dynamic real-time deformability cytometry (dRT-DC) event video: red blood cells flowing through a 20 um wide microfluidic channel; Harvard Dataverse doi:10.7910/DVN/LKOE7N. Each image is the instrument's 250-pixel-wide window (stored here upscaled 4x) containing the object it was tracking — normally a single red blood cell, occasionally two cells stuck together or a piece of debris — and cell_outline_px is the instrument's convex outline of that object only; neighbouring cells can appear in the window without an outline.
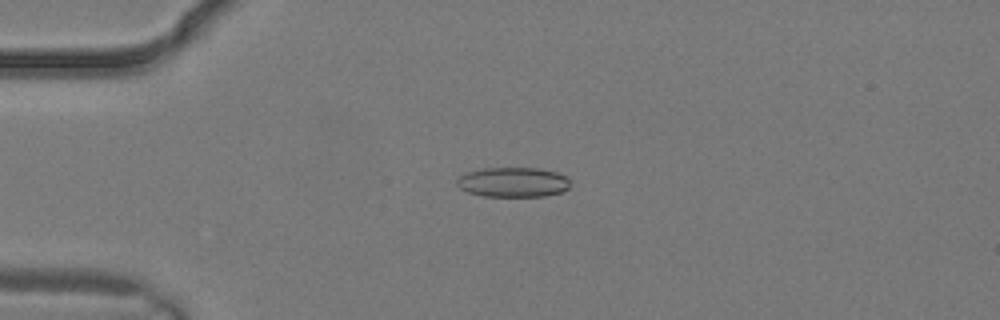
{"species": "common noctule bat (a hibernating species)", "species_latin": "Nyctalus noctula", "temperature_condition": "warm", "stored_images_in_passage": 2, "camera_frame_rate_fps": 3000, "um_per_image_px": 0.085, "animal": {"sex": "male", "body_mass_g": 19.2, "forearm_length_mm": 51.8}, "frame": {"image": 1, "passage_image": 2, "time_ms": 0.333, "image_size_px": [1000, 320], "cell_outline_px": [[568, 188], [560, 192], [544, 196], [484, 196], [468, 192], [460, 188], [456, 184], [456, 180], [460, 176], [468, 172], [484, 168], [540, 168], [556, 172], [564, 176], [568, 180]], "centroid_in_image_um": [43.58, 15.48], "position_along_channel_um": 41.4, "area_um2": 19.48}}